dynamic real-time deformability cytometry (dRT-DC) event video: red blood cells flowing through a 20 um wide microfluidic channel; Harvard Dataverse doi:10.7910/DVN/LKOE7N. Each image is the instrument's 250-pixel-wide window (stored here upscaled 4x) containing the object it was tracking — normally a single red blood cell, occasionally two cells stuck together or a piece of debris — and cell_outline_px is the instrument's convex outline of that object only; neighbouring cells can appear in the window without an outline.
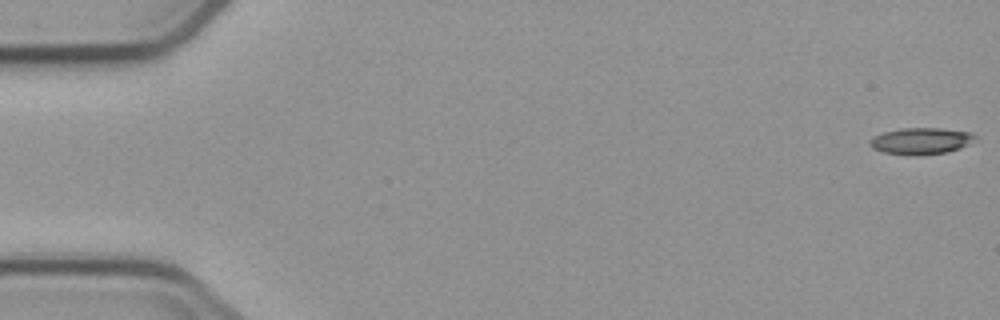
{"species": "common noctule bat (a hibernating species)", "species_latin": "Nyctalus noctula", "temperature_condition": "cold", "stored_images_in_passage": 7, "camera_frame_rate_fps": 3000, "um_per_image_px": 0.085, "animal": {"sex": "male", "body_mass_g": 23.1, "forearm_length_mm": 52.7}, "frame": {"image": 1, "passage_image": 1, "time_ms": 0.0, "image_size_px": [1000, 320], "cell_outline_px": [[976, 136], [968, 144], [960, 148], [948, 152], [884, 152], [872, 148], [868, 144], [868, 140], [872, 136], [884, 132], [900, 128], [940, 128], [972, 132]], "centroid_in_image_um": [78.26, 11.92], "position_along_channel_um": 6.7, "area_um2": 15.49}}
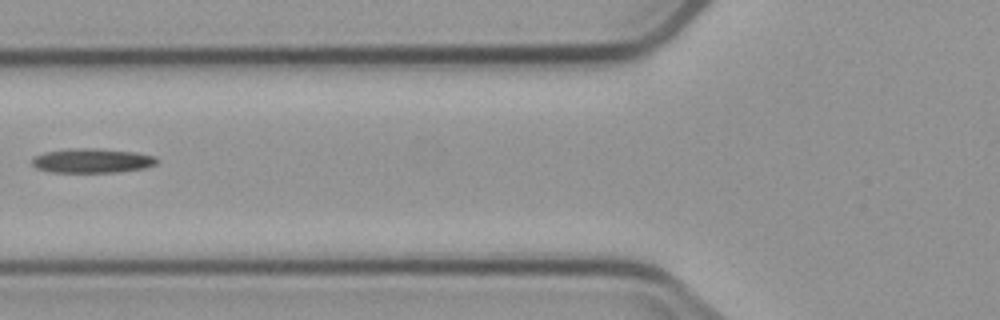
{"frame": {"image": 2, "passage_image": 6, "time_ms": 7.0, "image_size_px": [1000, 320], "cell_outline_px": [[160, 160], [156, 164], [144, 168], [116, 172], [52, 172], [36, 168], [32, 164], [32, 160], [36, 156], [48, 152], [68, 148], [96, 148], [136, 152], [156, 156]], "centroid_in_image_um": [7.88, 13.65], "position_along_channel_um": 117.9, "area_um2": 17.74}}
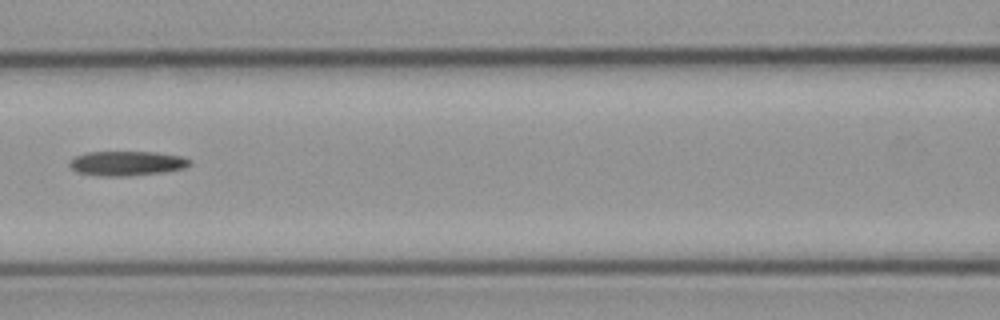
{"frame": {"image": 3, "passage_image": 7, "time_ms": 8.0, "image_size_px": [1000, 320], "cell_outline_px": [[192, 164], [184, 168], [160, 172], [128, 176], [100, 176], [76, 172], [68, 164], [68, 160], [72, 156], [88, 152], [156, 152], [184, 156], [192, 160]], "centroid_in_image_um": [10.76, 13.87], "position_along_channel_um": 155.8, "area_um2": 17.46}}